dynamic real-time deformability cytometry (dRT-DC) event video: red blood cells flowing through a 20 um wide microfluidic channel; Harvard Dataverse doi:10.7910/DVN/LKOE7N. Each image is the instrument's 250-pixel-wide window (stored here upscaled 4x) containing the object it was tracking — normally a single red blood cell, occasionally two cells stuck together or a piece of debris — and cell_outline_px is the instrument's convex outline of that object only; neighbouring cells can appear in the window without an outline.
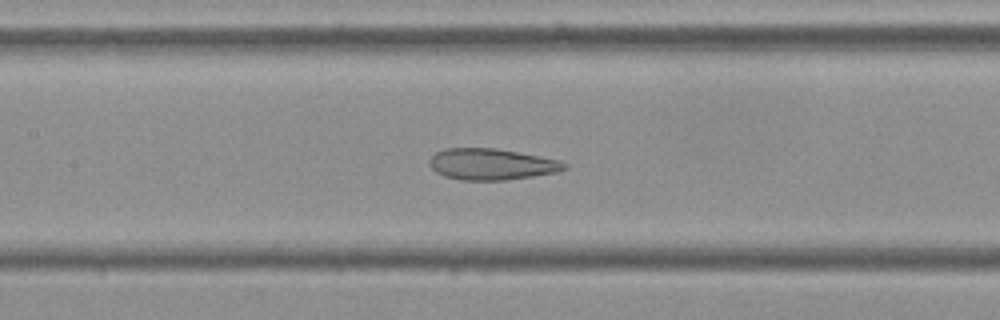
{"species": "Egyptian fruit bat (a non-hibernating species)", "species_latin": "Rousettus aegyptiacus", "temperature_condition": "cold", "stored_images_in_passage": 55, "camera_frame_rate_fps": 3000, "um_per_image_px": 0.085, "frame": {"image": 1, "passage_image": 24, "time_ms": 7.667, "image_size_px": [1000, 320], "cell_outline_px": [[568, 168], [556, 172], [532, 176], [504, 180], [460, 180], [444, 176], [436, 172], [428, 164], [428, 160], [436, 152], [444, 148], [496, 148], [560, 160], [568, 164]], "centroid_in_image_um": [41.76, 13.95], "position_along_channel_um": 165.6, "area_um2": 24.62}}
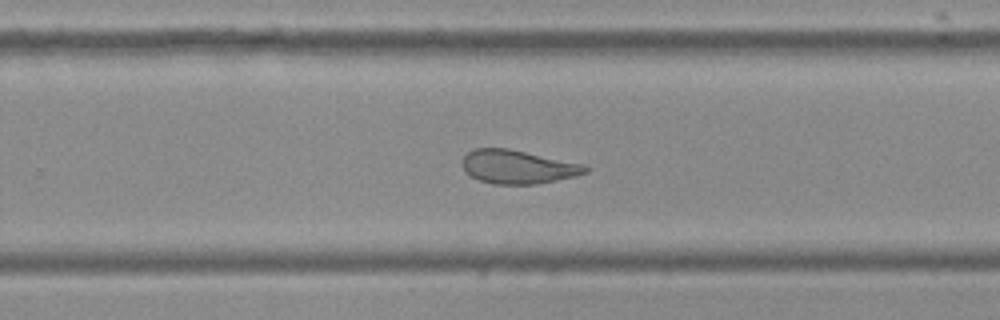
{"frame": {"image": 2, "passage_image": 34, "time_ms": 11.0, "image_size_px": [1000, 320], "cell_outline_px": [[592, 168], [588, 172], [576, 176], [536, 184], [492, 184], [480, 180], [472, 176], [464, 168], [464, 156], [472, 148], [508, 148], [584, 164]], "centroid_in_image_um": [44.07, 14.18], "position_along_channel_um": 285.7, "area_um2": 23.99}}
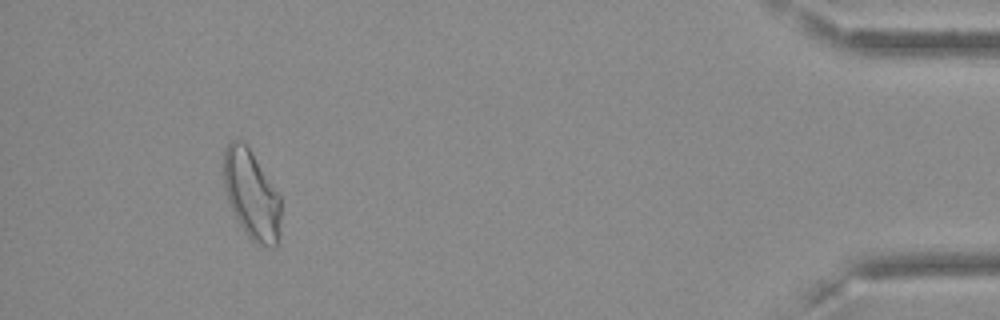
{"frame": {"image": 3, "passage_image": 50, "time_ms": 16.333, "image_size_px": [1000, 320], "cell_outline_px": [[280, 240], [276, 248], [272, 248], [256, 244], [244, 232], [228, 200], [224, 188], [224, 148], [232, 140], [240, 140], [252, 152], [280, 196]], "centroid_in_image_um": [21.4, 16.6], "position_along_channel_um": 413.8, "area_um2": 29.59}, "authors_computed_cell_mechanics": {"area_um2": 27.166, "velocity_mm_per_s": 3.6148, "shape_relaxation_time_tau1_ms": null, "shape_relaxation_time_tau2_ms": 1.8729, "deformation_change_tau1": null, "deformation_change_tau2": 0.0888}}